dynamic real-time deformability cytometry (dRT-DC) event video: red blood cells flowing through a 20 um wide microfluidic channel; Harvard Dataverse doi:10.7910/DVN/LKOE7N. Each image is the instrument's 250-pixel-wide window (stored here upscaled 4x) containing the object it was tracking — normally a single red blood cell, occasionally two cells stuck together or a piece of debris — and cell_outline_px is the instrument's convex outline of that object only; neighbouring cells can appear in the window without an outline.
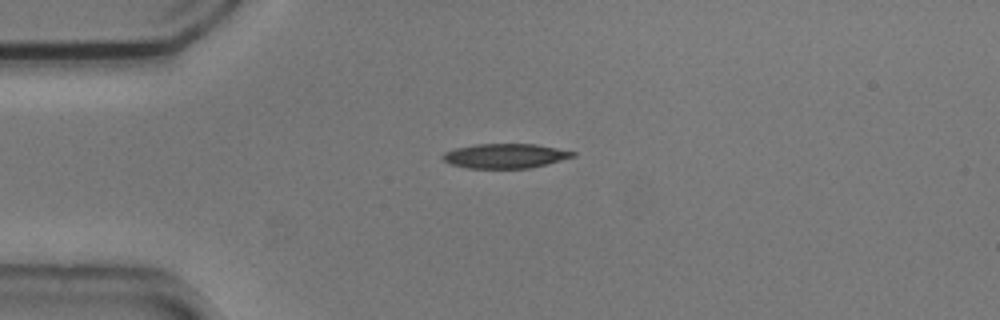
{"species": "common noctule bat (a hibernating species)", "species_latin": "Nyctalus noctula", "temperature_condition": "cold", "stored_images_in_passage": 4, "camera_frame_rate_fps": 3000, "um_per_image_px": 0.085, "animal": {"sex": "male", "body_mass_g": 20.5, "forearm_length_mm": 52.5}, "frame": {"image": 1, "passage_image": 1, "time_ms": 0.0, "image_size_px": [1000, 320], "cell_outline_px": [[576, 156], [528, 168], [468, 168], [452, 164], [444, 160], [440, 156], [444, 152], [456, 148], [476, 144], [536, 144], [576, 152]], "centroid_in_image_um": [42.92, 13.24], "position_along_channel_um": 42.1, "area_um2": 18.38}}